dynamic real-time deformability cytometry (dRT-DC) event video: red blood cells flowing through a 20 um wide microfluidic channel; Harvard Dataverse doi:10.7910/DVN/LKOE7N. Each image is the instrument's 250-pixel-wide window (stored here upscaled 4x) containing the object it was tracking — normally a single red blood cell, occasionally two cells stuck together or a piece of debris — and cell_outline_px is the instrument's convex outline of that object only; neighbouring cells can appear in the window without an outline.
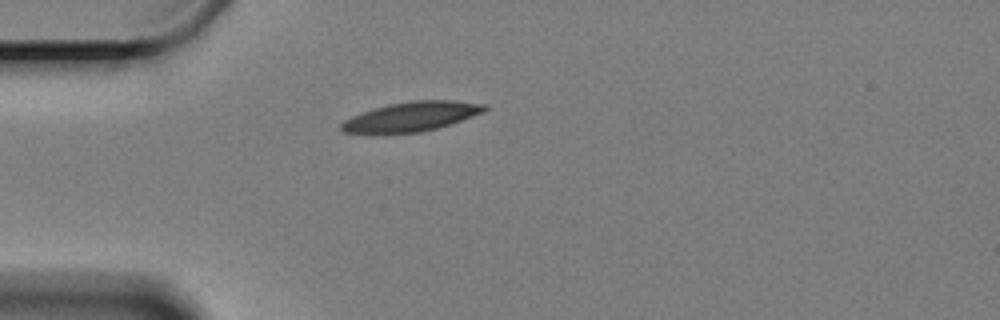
{"species": "Egyptian fruit bat (a non-hibernating species)", "species_latin": "Rousettus aegyptiacus", "temperature_condition": "cold", "stored_images_in_passage": 38, "camera_frame_rate_fps": 3000, "um_per_image_px": 0.085, "animal": {"sex": "female"}, "frame": {"image": 1, "passage_image": 1, "time_ms": 0.0, "image_size_px": [1000, 320], "cell_outline_px": [[488, 108], [484, 112], [436, 128], [420, 132], [344, 132], [340, 128], [340, 124], [344, 120], [352, 116], [388, 104], [412, 100], [456, 100], [488, 104]], "centroid_in_image_um": [35.04, 9.87], "position_along_channel_um": 50.0, "area_um2": 24.04}}
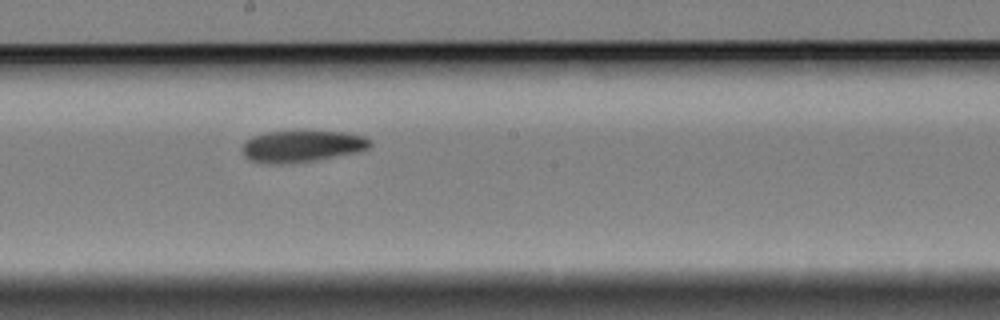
{"frame": {"image": 2, "passage_image": 18, "time_ms": 5.667, "image_size_px": [1000, 320], "cell_outline_px": [[372, 144], [368, 148], [356, 152], [312, 160], [288, 164], [264, 164], [248, 160], [244, 156], [240, 148], [244, 140], [252, 136], [268, 132], [296, 128], [304, 128], [348, 132], [364, 136], [372, 140]], "centroid_in_image_um": [25.61, 12.37], "position_along_channel_um": 222.6, "area_um2": 24.91}}
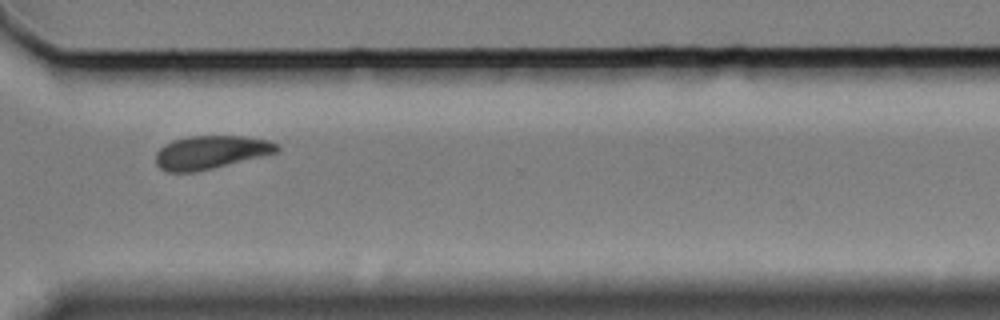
{"frame": {"image": 3, "passage_image": 30, "time_ms": 9.667, "image_size_px": [1000, 320], "cell_outline_px": [[280, 148], [276, 152], [212, 168], [192, 172], [168, 172], [160, 168], [156, 164], [156, 152], [164, 144], [172, 140], [188, 136], [244, 136], [268, 140], [280, 144]], "centroid_in_image_um": [17.88, 12.93], "position_along_channel_um": 352.7, "area_um2": 23.35}, "authors_computed_cell_mechanics": {"area_um2": 24.1604, "velocity_mm_per_s": 3.2522, "shape_relaxation_time_tau1_ms": 7.292, "shape_relaxation_time_tau2_ms": null, "deformation_change_tau1": 0.1269, "deformation_change_tau2": null}}